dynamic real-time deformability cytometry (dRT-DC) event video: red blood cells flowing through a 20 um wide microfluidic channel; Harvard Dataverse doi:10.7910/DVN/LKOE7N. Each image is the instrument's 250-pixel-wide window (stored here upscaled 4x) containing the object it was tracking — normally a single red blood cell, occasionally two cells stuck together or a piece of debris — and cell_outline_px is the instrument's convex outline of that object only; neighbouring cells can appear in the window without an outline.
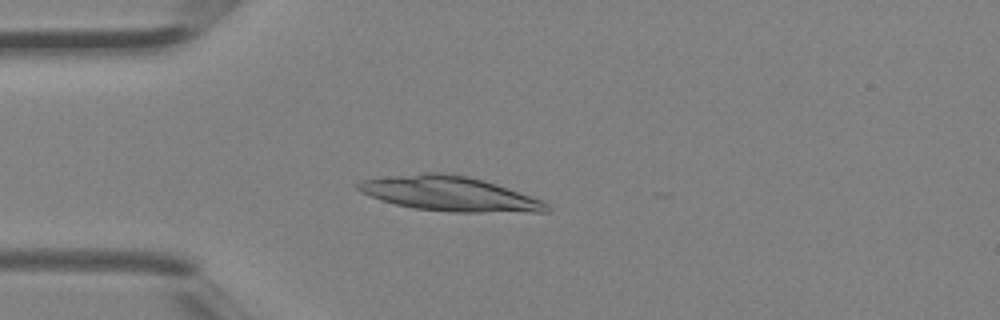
{"species": "Egyptian fruit bat (a non-hibernating species)", "species_latin": "Rousettus aegyptiacus", "temperature_condition": "room temperature", "stored_images_in_passage": 2, "camera_frame_rate_fps": 3000, "um_per_image_px": 0.085, "animal": {"sex": "female"}, "frame": {"image": 1, "passage_image": 2, "time_ms": 0.333, "image_size_px": [1000, 320], "cell_outline_px": [[552, 208], [548, 212], [452, 212], [412, 208], [380, 200], [360, 192], [356, 188], [356, 184], [360, 180], [388, 176], [424, 172], [440, 172], [468, 176], [484, 180], [544, 200]], "centroid_in_image_um": [38.22, 16.47], "position_along_channel_um": 46.8, "area_um2": 38.44}}